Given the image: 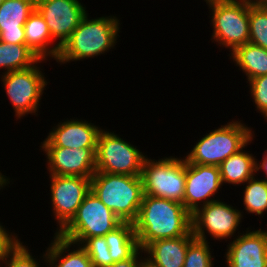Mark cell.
I'll return each instance as SVG.
<instances>
[{"instance_id":"cell-1","label":"cell","mask_w":267,"mask_h":267,"mask_svg":"<svg viewBox=\"0 0 267 267\" xmlns=\"http://www.w3.org/2000/svg\"><path fill=\"white\" fill-rule=\"evenodd\" d=\"M133 224L142 250L155 240L177 238L192 231L191 213L183 204L150 195H144Z\"/></svg>"},{"instance_id":"cell-2","label":"cell","mask_w":267,"mask_h":267,"mask_svg":"<svg viewBox=\"0 0 267 267\" xmlns=\"http://www.w3.org/2000/svg\"><path fill=\"white\" fill-rule=\"evenodd\" d=\"M114 16L89 17L87 13L60 48L56 62L60 65L71 61L91 59L115 48L120 31V19Z\"/></svg>"},{"instance_id":"cell-3","label":"cell","mask_w":267,"mask_h":267,"mask_svg":"<svg viewBox=\"0 0 267 267\" xmlns=\"http://www.w3.org/2000/svg\"><path fill=\"white\" fill-rule=\"evenodd\" d=\"M91 191L121 222L136 221L144 197L140 176L95 172Z\"/></svg>"},{"instance_id":"cell-4","label":"cell","mask_w":267,"mask_h":267,"mask_svg":"<svg viewBox=\"0 0 267 267\" xmlns=\"http://www.w3.org/2000/svg\"><path fill=\"white\" fill-rule=\"evenodd\" d=\"M241 121L243 120H231L208 131L183 157L191 164L219 166L241 150L255 135L253 128Z\"/></svg>"},{"instance_id":"cell-5","label":"cell","mask_w":267,"mask_h":267,"mask_svg":"<svg viewBox=\"0 0 267 267\" xmlns=\"http://www.w3.org/2000/svg\"><path fill=\"white\" fill-rule=\"evenodd\" d=\"M206 5L211 12L212 43L231 54L249 42V0H215Z\"/></svg>"},{"instance_id":"cell-6","label":"cell","mask_w":267,"mask_h":267,"mask_svg":"<svg viewBox=\"0 0 267 267\" xmlns=\"http://www.w3.org/2000/svg\"><path fill=\"white\" fill-rule=\"evenodd\" d=\"M144 195L165 198L184 205L186 160L183 157L168 156L144 160L141 170Z\"/></svg>"},{"instance_id":"cell-7","label":"cell","mask_w":267,"mask_h":267,"mask_svg":"<svg viewBox=\"0 0 267 267\" xmlns=\"http://www.w3.org/2000/svg\"><path fill=\"white\" fill-rule=\"evenodd\" d=\"M45 61L47 62L40 59L27 69L0 74L2 87L10 100L17 120L23 119L28 114L39 115L42 95L49 83L40 67Z\"/></svg>"},{"instance_id":"cell-8","label":"cell","mask_w":267,"mask_h":267,"mask_svg":"<svg viewBox=\"0 0 267 267\" xmlns=\"http://www.w3.org/2000/svg\"><path fill=\"white\" fill-rule=\"evenodd\" d=\"M114 132L105 128L99 133L96 172L140 176L147 155Z\"/></svg>"},{"instance_id":"cell-9","label":"cell","mask_w":267,"mask_h":267,"mask_svg":"<svg viewBox=\"0 0 267 267\" xmlns=\"http://www.w3.org/2000/svg\"><path fill=\"white\" fill-rule=\"evenodd\" d=\"M121 223L119 218L90 191L72 220L57 234L80 245L87 238L105 236Z\"/></svg>"},{"instance_id":"cell-10","label":"cell","mask_w":267,"mask_h":267,"mask_svg":"<svg viewBox=\"0 0 267 267\" xmlns=\"http://www.w3.org/2000/svg\"><path fill=\"white\" fill-rule=\"evenodd\" d=\"M242 213L244 214L237 206L234 207L220 199L210 202L191 214L192 233L195 238L204 241L209 240L208 236L220 242H227L232 237L235 239L240 234L237 230L244 219Z\"/></svg>"},{"instance_id":"cell-11","label":"cell","mask_w":267,"mask_h":267,"mask_svg":"<svg viewBox=\"0 0 267 267\" xmlns=\"http://www.w3.org/2000/svg\"><path fill=\"white\" fill-rule=\"evenodd\" d=\"M51 211L59 233L75 216L85 196L91 191V178L49 175Z\"/></svg>"},{"instance_id":"cell-12","label":"cell","mask_w":267,"mask_h":267,"mask_svg":"<svg viewBox=\"0 0 267 267\" xmlns=\"http://www.w3.org/2000/svg\"><path fill=\"white\" fill-rule=\"evenodd\" d=\"M36 9L46 21L52 39L60 47L88 13L80 0H36Z\"/></svg>"},{"instance_id":"cell-13","label":"cell","mask_w":267,"mask_h":267,"mask_svg":"<svg viewBox=\"0 0 267 267\" xmlns=\"http://www.w3.org/2000/svg\"><path fill=\"white\" fill-rule=\"evenodd\" d=\"M222 186L219 166L191 164L186 161L184 207L191 214L197 208L219 200L217 193H220Z\"/></svg>"},{"instance_id":"cell-14","label":"cell","mask_w":267,"mask_h":267,"mask_svg":"<svg viewBox=\"0 0 267 267\" xmlns=\"http://www.w3.org/2000/svg\"><path fill=\"white\" fill-rule=\"evenodd\" d=\"M49 175L92 178L96 172V148L40 147Z\"/></svg>"},{"instance_id":"cell-15","label":"cell","mask_w":267,"mask_h":267,"mask_svg":"<svg viewBox=\"0 0 267 267\" xmlns=\"http://www.w3.org/2000/svg\"><path fill=\"white\" fill-rule=\"evenodd\" d=\"M251 230H242L226 245L225 267H267V230Z\"/></svg>"},{"instance_id":"cell-16","label":"cell","mask_w":267,"mask_h":267,"mask_svg":"<svg viewBox=\"0 0 267 267\" xmlns=\"http://www.w3.org/2000/svg\"><path fill=\"white\" fill-rule=\"evenodd\" d=\"M65 120V121H64ZM59 121L49 131L40 147L96 148L100 131L98 125L84 119L70 118Z\"/></svg>"},{"instance_id":"cell-17","label":"cell","mask_w":267,"mask_h":267,"mask_svg":"<svg viewBox=\"0 0 267 267\" xmlns=\"http://www.w3.org/2000/svg\"><path fill=\"white\" fill-rule=\"evenodd\" d=\"M36 8V0H4L0 6V41L26 44L24 24Z\"/></svg>"},{"instance_id":"cell-18","label":"cell","mask_w":267,"mask_h":267,"mask_svg":"<svg viewBox=\"0 0 267 267\" xmlns=\"http://www.w3.org/2000/svg\"><path fill=\"white\" fill-rule=\"evenodd\" d=\"M194 238L191 231L185 236L155 240L143 249L145 262L150 267H183L188 245Z\"/></svg>"},{"instance_id":"cell-19","label":"cell","mask_w":267,"mask_h":267,"mask_svg":"<svg viewBox=\"0 0 267 267\" xmlns=\"http://www.w3.org/2000/svg\"><path fill=\"white\" fill-rule=\"evenodd\" d=\"M24 33L26 45L39 59L57 60L61 47L52 39L46 21L36 8L24 24Z\"/></svg>"},{"instance_id":"cell-20","label":"cell","mask_w":267,"mask_h":267,"mask_svg":"<svg viewBox=\"0 0 267 267\" xmlns=\"http://www.w3.org/2000/svg\"><path fill=\"white\" fill-rule=\"evenodd\" d=\"M48 245L45 253L40 254L47 267H93L88 254L80 245L63 239L58 234L54 233Z\"/></svg>"},{"instance_id":"cell-21","label":"cell","mask_w":267,"mask_h":267,"mask_svg":"<svg viewBox=\"0 0 267 267\" xmlns=\"http://www.w3.org/2000/svg\"><path fill=\"white\" fill-rule=\"evenodd\" d=\"M255 136L237 153L232 154L219 165L223 185L242 186L256 175V156L245 150L253 143Z\"/></svg>"},{"instance_id":"cell-22","label":"cell","mask_w":267,"mask_h":267,"mask_svg":"<svg viewBox=\"0 0 267 267\" xmlns=\"http://www.w3.org/2000/svg\"><path fill=\"white\" fill-rule=\"evenodd\" d=\"M235 66L246 75V80L267 75V50L250 42L237 47L228 55Z\"/></svg>"},{"instance_id":"cell-23","label":"cell","mask_w":267,"mask_h":267,"mask_svg":"<svg viewBox=\"0 0 267 267\" xmlns=\"http://www.w3.org/2000/svg\"><path fill=\"white\" fill-rule=\"evenodd\" d=\"M104 238L114 262L127 260L140 249L134 224L130 222H122L113 231L108 232Z\"/></svg>"},{"instance_id":"cell-24","label":"cell","mask_w":267,"mask_h":267,"mask_svg":"<svg viewBox=\"0 0 267 267\" xmlns=\"http://www.w3.org/2000/svg\"><path fill=\"white\" fill-rule=\"evenodd\" d=\"M40 59L26 44H8L0 41V70L2 74L27 69Z\"/></svg>"},{"instance_id":"cell-25","label":"cell","mask_w":267,"mask_h":267,"mask_svg":"<svg viewBox=\"0 0 267 267\" xmlns=\"http://www.w3.org/2000/svg\"><path fill=\"white\" fill-rule=\"evenodd\" d=\"M242 190V202L246 213L263 218L267 212V180L259 179L255 175L243 184Z\"/></svg>"},{"instance_id":"cell-26","label":"cell","mask_w":267,"mask_h":267,"mask_svg":"<svg viewBox=\"0 0 267 267\" xmlns=\"http://www.w3.org/2000/svg\"><path fill=\"white\" fill-rule=\"evenodd\" d=\"M249 42L267 50V7L249 0Z\"/></svg>"},{"instance_id":"cell-27","label":"cell","mask_w":267,"mask_h":267,"mask_svg":"<svg viewBox=\"0 0 267 267\" xmlns=\"http://www.w3.org/2000/svg\"><path fill=\"white\" fill-rule=\"evenodd\" d=\"M210 242L194 238L188 245L183 267H214Z\"/></svg>"},{"instance_id":"cell-28","label":"cell","mask_w":267,"mask_h":267,"mask_svg":"<svg viewBox=\"0 0 267 267\" xmlns=\"http://www.w3.org/2000/svg\"><path fill=\"white\" fill-rule=\"evenodd\" d=\"M80 246L88 254L93 267H110L114 263L104 236L87 238Z\"/></svg>"},{"instance_id":"cell-29","label":"cell","mask_w":267,"mask_h":267,"mask_svg":"<svg viewBox=\"0 0 267 267\" xmlns=\"http://www.w3.org/2000/svg\"><path fill=\"white\" fill-rule=\"evenodd\" d=\"M20 242L0 263L1 267H42L40 260L30 253L29 247Z\"/></svg>"},{"instance_id":"cell-30","label":"cell","mask_w":267,"mask_h":267,"mask_svg":"<svg viewBox=\"0 0 267 267\" xmlns=\"http://www.w3.org/2000/svg\"><path fill=\"white\" fill-rule=\"evenodd\" d=\"M246 83L249 85V94L255 104V110L257 113H261L267 121V75L250 79Z\"/></svg>"},{"instance_id":"cell-31","label":"cell","mask_w":267,"mask_h":267,"mask_svg":"<svg viewBox=\"0 0 267 267\" xmlns=\"http://www.w3.org/2000/svg\"><path fill=\"white\" fill-rule=\"evenodd\" d=\"M4 223H0V263L6 256L21 242L18 234L10 232L5 228Z\"/></svg>"},{"instance_id":"cell-32","label":"cell","mask_w":267,"mask_h":267,"mask_svg":"<svg viewBox=\"0 0 267 267\" xmlns=\"http://www.w3.org/2000/svg\"><path fill=\"white\" fill-rule=\"evenodd\" d=\"M144 251L140 248L131 258L114 262L110 267H142L145 263Z\"/></svg>"},{"instance_id":"cell-33","label":"cell","mask_w":267,"mask_h":267,"mask_svg":"<svg viewBox=\"0 0 267 267\" xmlns=\"http://www.w3.org/2000/svg\"><path fill=\"white\" fill-rule=\"evenodd\" d=\"M258 159H256V174L258 175V173H260V171L262 170L264 175L266 176L265 180H267V148L266 150H264L263 152V156L262 159L259 161H257ZM258 172V173H257Z\"/></svg>"},{"instance_id":"cell-34","label":"cell","mask_w":267,"mask_h":267,"mask_svg":"<svg viewBox=\"0 0 267 267\" xmlns=\"http://www.w3.org/2000/svg\"><path fill=\"white\" fill-rule=\"evenodd\" d=\"M11 178H8L7 176H5L3 173H1L0 171V191L1 189L3 190L6 186L9 187L8 184H10V181L12 182V180H10Z\"/></svg>"},{"instance_id":"cell-35","label":"cell","mask_w":267,"mask_h":267,"mask_svg":"<svg viewBox=\"0 0 267 267\" xmlns=\"http://www.w3.org/2000/svg\"><path fill=\"white\" fill-rule=\"evenodd\" d=\"M256 4L267 7V0H253Z\"/></svg>"},{"instance_id":"cell-36","label":"cell","mask_w":267,"mask_h":267,"mask_svg":"<svg viewBox=\"0 0 267 267\" xmlns=\"http://www.w3.org/2000/svg\"><path fill=\"white\" fill-rule=\"evenodd\" d=\"M142 267H150L146 262L142 265Z\"/></svg>"},{"instance_id":"cell-37","label":"cell","mask_w":267,"mask_h":267,"mask_svg":"<svg viewBox=\"0 0 267 267\" xmlns=\"http://www.w3.org/2000/svg\"><path fill=\"white\" fill-rule=\"evenodd\" d=\"M204 1L207 3V2H210V1H215V0H204Z\"/></svg>"},{"instance_id":"cell-38","label":"cell","mask_w":267,"mask_h":267,"mask_svg":"<svg viewBox=\"0 0 267 267\" xmlns=\"http://www.w3.org/2000/svg\"><path fill=\"white\" fill-rule=\"evenodd\" d=\"M4 0H0V6L3 4Z\"/></svg>"}]
</instances>
